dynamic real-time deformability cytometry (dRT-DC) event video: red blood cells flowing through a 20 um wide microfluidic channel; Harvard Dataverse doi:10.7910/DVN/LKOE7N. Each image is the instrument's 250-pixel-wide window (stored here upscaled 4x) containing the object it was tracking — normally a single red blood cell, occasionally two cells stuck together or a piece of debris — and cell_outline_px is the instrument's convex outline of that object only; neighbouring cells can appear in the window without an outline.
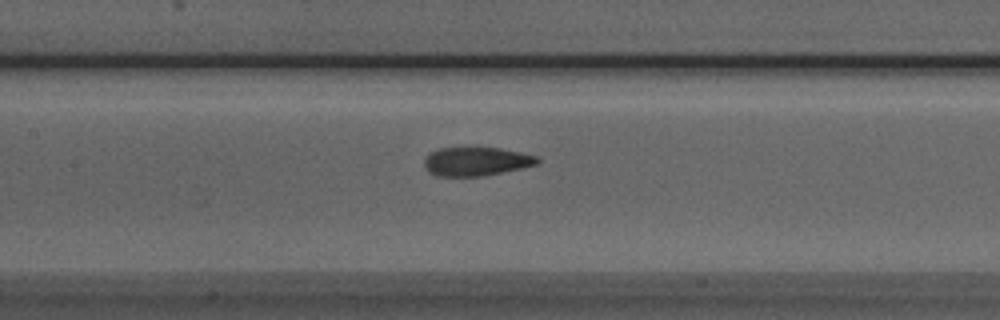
{"species": "Egyptian fruit bat (a non-hibernating species)", "species_latin": "Rousettus aegyptiacus", "temperature_condition": "room temperature", "stored_images_in_passage": 41, "segment_of_instrument_passage": [1, 2], "camera_frame_rate_fps": 3000, "um_per_image_px": 0.085, "animal": {"sex": "male"}, "frame": {"image": 1, "passage_image": 12, "time_ms": 3.667, "image_size_px": [1000, 320], "cell_outline_px": [[540, 160], [536, 164], [520, 168], [480, 176], [436, 176], [428, 172], [424, 168], [424, 156], [428, 152], [436, 148], [476, 144], [500, 148], [540, 156]], "centroid_in_image_um": [40.39, 13.65], "position_along_channel_um": 167.0, "area_um2": 19.94}}
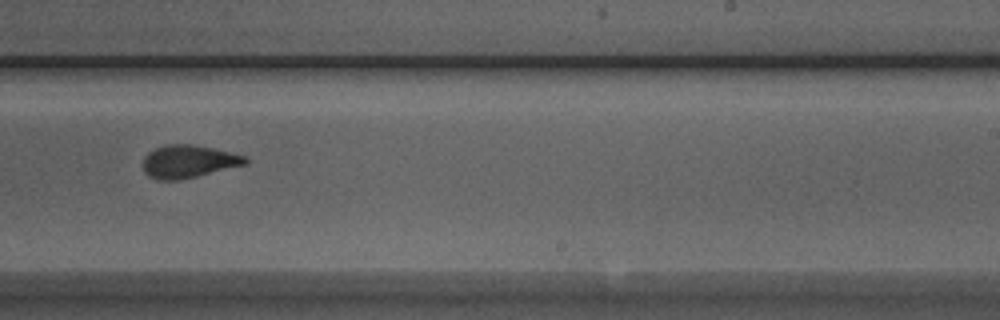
{"frame": {"image": 2, "passage_image": 20, "time_ms": 6.333, "image_size_px": [1000, 320], "cell_outline_px": [[248, 164], [180, 180], [160, 180], [148, 176], [144, 172], [144, 156], [148, 152], [164, 144], [192, 144], [212, 148], [248, 156]], "centroid_in_image_um": [16.04, 13.72], "position_along_channel_um": 273.0, "area_um2": 19.65}}
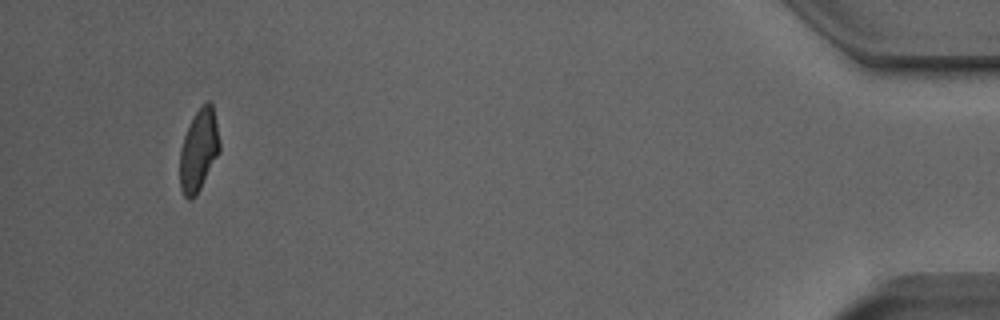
{"frame": {"image": 3, "passage_image": 37, "time_ms": 12.0, "image_size_px": [1000, 320], "cell_outline_px": [[220, 152], [196, 196], [192, 200], [188, 200], [184, 196], [180, 188], [180, 148], [184, 136], [196, 112], [208, 100], [212, 104], [216, 120], [220, 140]], "centroid_in_image_um": [16.9, 12.82], "position_along_channel_um": 418.3, "area_um2": 18.96}}